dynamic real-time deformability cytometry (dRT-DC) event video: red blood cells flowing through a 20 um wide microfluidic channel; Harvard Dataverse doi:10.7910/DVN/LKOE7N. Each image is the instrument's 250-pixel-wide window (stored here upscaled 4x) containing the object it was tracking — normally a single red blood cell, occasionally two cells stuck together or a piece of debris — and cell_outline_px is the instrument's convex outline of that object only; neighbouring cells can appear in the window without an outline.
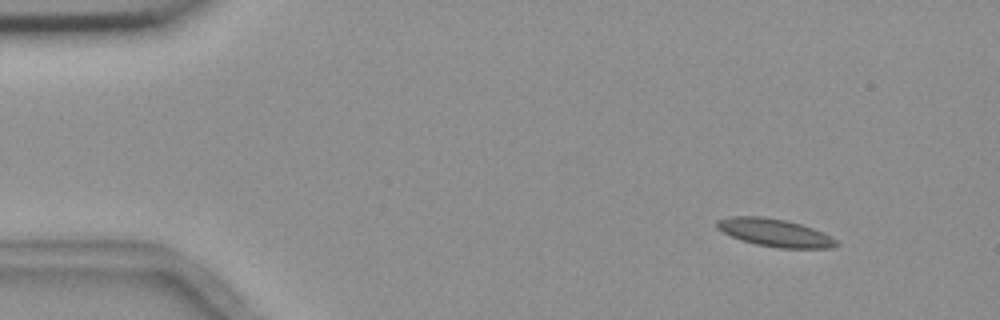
{"species": "common noctule bat (a hibernating species)", "species_latin": "Nyctalus noctula", "temperature_condition": "room temperature", "stored_images_in_passage": 5, "segment_of_instrument_passage": [1, 2], "camera_frame_rate_fps": 3000, "um_per_image_px": 0.085, "animal": {"sex": "female", "body_mass_g": 18.4}, "frame": {"image": 1, "passage_image": 1, "time_ms": 0.0, "image_size_px": [1000, 320], "cell_outline_px": [[840, 244], [832, 248], [776, 248], [756, 244], [740, 240], [716, 228], [716, 220], [732, 216], [764, 216], [784, 220], [800, 224], [812, 228], [836, 240]], "centroid_in_image_um": [65.82, 19.78], "position_along_channel_um": 19.2, "area_um2": 19.19}}